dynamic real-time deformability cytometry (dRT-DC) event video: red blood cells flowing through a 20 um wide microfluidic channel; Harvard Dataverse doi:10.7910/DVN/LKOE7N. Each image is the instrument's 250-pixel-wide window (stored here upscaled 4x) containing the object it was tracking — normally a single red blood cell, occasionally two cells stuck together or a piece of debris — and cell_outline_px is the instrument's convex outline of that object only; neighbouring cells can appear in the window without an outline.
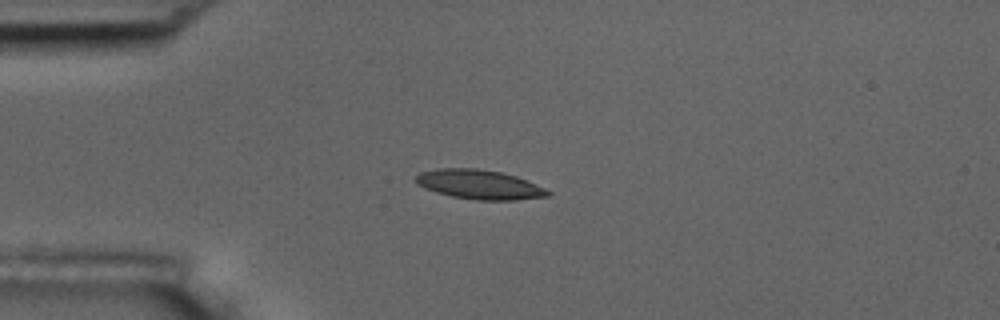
{"species": "common noctule bat (a hibernating species)", "species_latin": "Nyctalus noctula", "temperature_condition": "room temperature", "stored_images_in_passage": 5, "camera_frame_rate_fps": 3000, "um_per_image_px": 0.085, "animal": {"sex": "male", "body_mass_g": 17.5, "forearm_length_mm": 52.3}, "frame": {"image": 1, "passage_image": 4, "time_ms": 1.0, "image_size_px": [1000, 320], "cell_outline_px": [[552, 196], [516, 200], [476, 200], [452, 196], [436, 192], [424, 188], [416, 184], [416, 176], [420, 172], [436, 168], [476, 168], [500, 172], [516, 176], [544, 188], [552, 192]], "centroid_in_image_um": [40.74, 15.68], "position_along_channel_um": 44.3, "area_um2": 22.66}}